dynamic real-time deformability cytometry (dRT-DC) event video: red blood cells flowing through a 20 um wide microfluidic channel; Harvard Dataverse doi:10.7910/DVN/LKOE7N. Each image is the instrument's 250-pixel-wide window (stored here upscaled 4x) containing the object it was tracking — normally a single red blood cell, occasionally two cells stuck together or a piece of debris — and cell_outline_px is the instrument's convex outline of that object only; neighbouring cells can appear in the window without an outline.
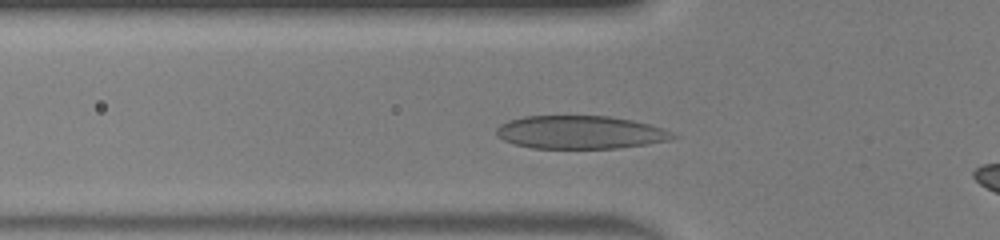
{"species": "human", "species_latin": "Homo sapiens", "temperature_condition": "warm", "stored_images_in_passage": 34, "camera_frame_rate_fps": 3000, "um_per_image_px": 0.085, "donor": {"sex": "male"}, "frame": {"image": 1, "passage_image": 8, "time_ms": 2.333, "image_size_px": [1000, 240], "cell_outline_px": [[680, 136], [672, 140], [648, 144], [616, 148], [532, 148], [516, 144], [504, 140], [496, 136], [496, 128], [500, 124], [508, 120], [524, 116], [608, 116], [632, 120], [664, 128]], "centroid_in_image_um": [49.35, 11.24], "position_along_channel_um": 76.5, "area_um2": 34.22}}
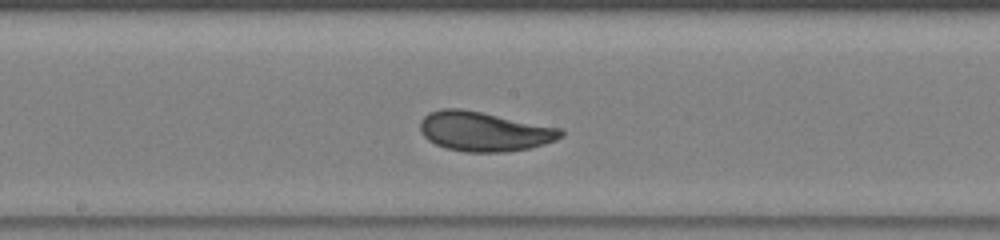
{"frame": {"image": 2, "passage_image": 17, "time_ms": 5.333, "image_size_px": [1000, 240], "cell_outline_px": [[564, 136], [556, 140], [532, 148], [504, 152], [468, 152], [444, 148], [428, 140], [420, 132], [420, 120], [428, 112], [440, 108], [460, 108], [564, 128]], "centroid_in_image_um": [41.17, 11.17], "position_along_channel_um": 207.0, "area_um2": 32.83}}
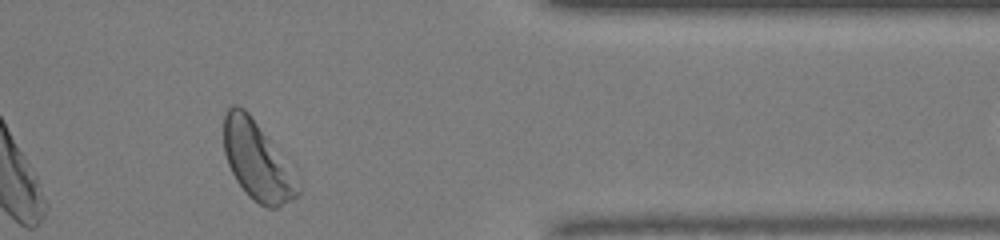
{"frame": {"image": 3, "passage_image": 31, "time_ms": 10.0, "image_size_px": [1000, 240], "cell_outline_px": [[300, 192], [292, 200], [276, 208], [268, 208], [260, 204], [248, 196], [236, 180], [228, 164], [224, 152], [224, 116], [228, 108], [232, 104], [236, 104], [244, 108], [248, 112], [296, 164], [300, 172]], "centroid_in_image_um": [21.99, 13.65], "position_along_channel_um": 389.4, "area_um2": 35.66}, "authors_computed_cell_mechanics": {"area_um2": 32.3969, "velocity_mm_per_s": 4.3338, "shape_relaxation_time_tau1_ms": 2.4273, "shape_relaxation_time_tau2_ms": 0.6409, "deformation_change_tau1": 0.1453, "deformation_change_tau2": 0.0636}}